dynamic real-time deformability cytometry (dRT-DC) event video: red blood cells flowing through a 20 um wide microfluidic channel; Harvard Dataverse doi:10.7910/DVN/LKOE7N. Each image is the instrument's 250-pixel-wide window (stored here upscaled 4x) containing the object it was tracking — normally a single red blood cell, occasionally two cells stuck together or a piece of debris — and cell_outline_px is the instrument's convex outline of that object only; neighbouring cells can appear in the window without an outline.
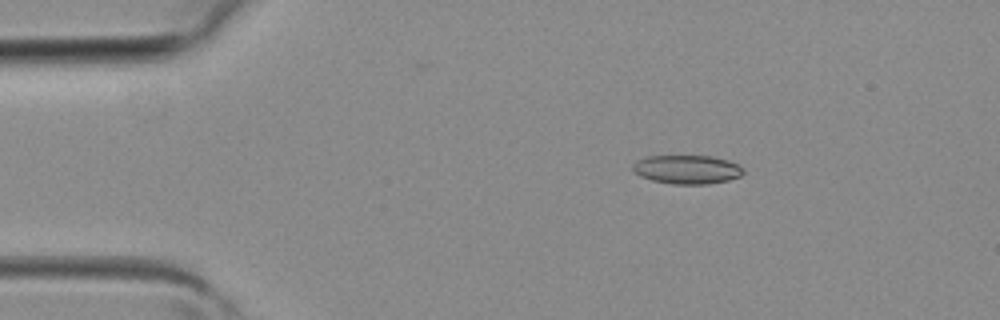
{"species": "common noctule bat (a hibernating species)", "species_latin": "Nyctalus noctula", "temperature_condition": "room temperature", "stored_images_in_passage": 3, "camera_frame_rate_fps": 3000, "um_per_image_px": 0.085, "animal": {"sex": "female", "body_mass_g": 19.3, "forearm_length_mm": 54.1}, "frame": {"image": 1, "passage_image": 2, "time_ms": 0.333, "image_size_px": [1000, 320], "cell_outline_px": [[744, 172], [740, 176], [728, 180], [708, 184], [672, 184], [652, 180], [640, 176], [632, 168], [632, 164], [636, 160], [648, 156], [712, 156], [728, 160], [744, 168]], "centroid_in_image_um": [58.4, 14.4], "position_along_channel_um": 26.6, "area_um2": 18.55}}